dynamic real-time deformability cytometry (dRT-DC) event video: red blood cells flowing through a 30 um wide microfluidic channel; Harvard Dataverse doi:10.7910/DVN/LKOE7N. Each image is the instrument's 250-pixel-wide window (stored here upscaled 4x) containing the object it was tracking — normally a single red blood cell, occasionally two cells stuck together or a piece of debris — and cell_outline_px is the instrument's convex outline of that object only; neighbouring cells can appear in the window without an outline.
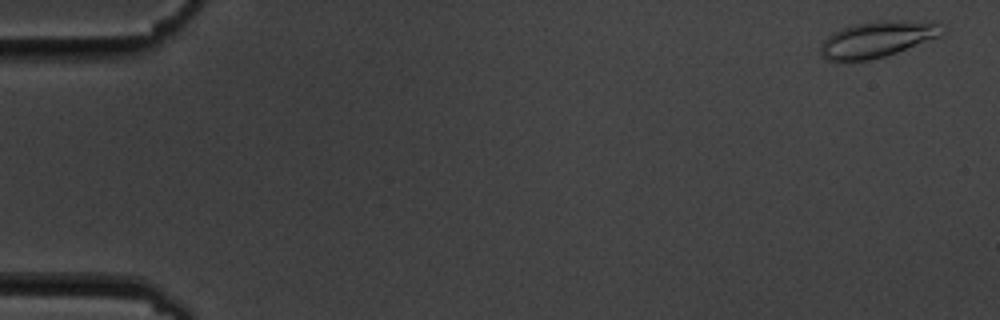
{"species": "common noctule bat (a hibernating species)", "species_latin": "Nyctalus noctula", "temperature_condition": "cold", "stored_images_in_passage": 5, "camera_frame_rate_fps": 3000, "um_per_image_px": 0.085, "animal": {"sex": "male", "body_mass_g": 19.5, "forearm_length_mm": 54.6}, "frame": {"image": 1, "passage_image": 1, "time_ms": 0.0, "image_size_px": [1000, 320], "cell_outline_px": [[948, 28], [940, 36], [896, 52], [884, 56], [868, 60], [828, 60], [820, 52], [820, 44], [832, 32], [852, 24], [884, 20], [892, 20], [936, 24]], "centroid_in_image_um": [74.53, 3.33], "position_along_channel_um": 10.5, "area_um2": 24.97}}